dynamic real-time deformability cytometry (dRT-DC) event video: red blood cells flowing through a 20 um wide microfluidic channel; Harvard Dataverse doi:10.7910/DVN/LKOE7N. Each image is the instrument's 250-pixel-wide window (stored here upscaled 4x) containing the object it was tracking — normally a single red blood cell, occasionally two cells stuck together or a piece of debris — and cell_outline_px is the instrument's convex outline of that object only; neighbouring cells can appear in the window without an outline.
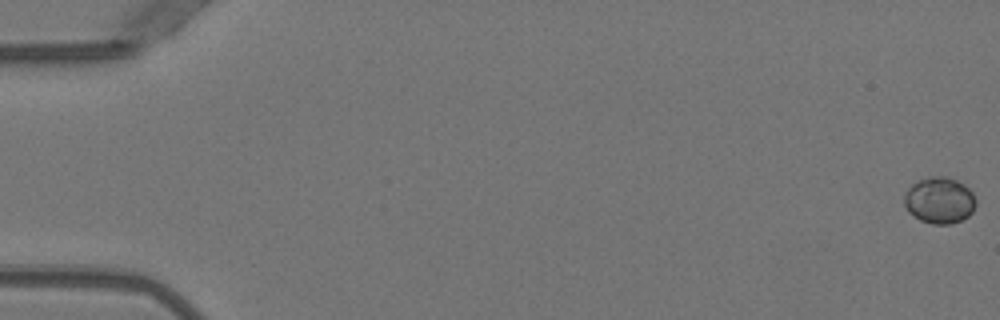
{"species": "Egyptian fruit bat (a non-hibernating species)", "species_latin": "Rousettus aegyptiacus", "temperature_condition": "warm", "stored_images_in_passage": 52, "camera_frame_rate_fps": 3000, "um_per_image_px": 0.085, "animal": {"sex": "female"}, "frame": {"image": 1, "passage_image": 1, "time_ms": 0.0, "image_size_px": [1000, 320], "cell_outline_px": [[976, 204], [972, 212], [968, 216], [952, 224], [932, 224], [920, 220], [908, 212], [904, 204], [904, 196], [908, 188], [912, 184], [928, 176], [948, 176], [964, 184], [972, 192], [976, 200]], "centroid_in_image_um": [79.85, 17.02], "position_along_channel_um": 5.1, "area_um2": 19.48}}
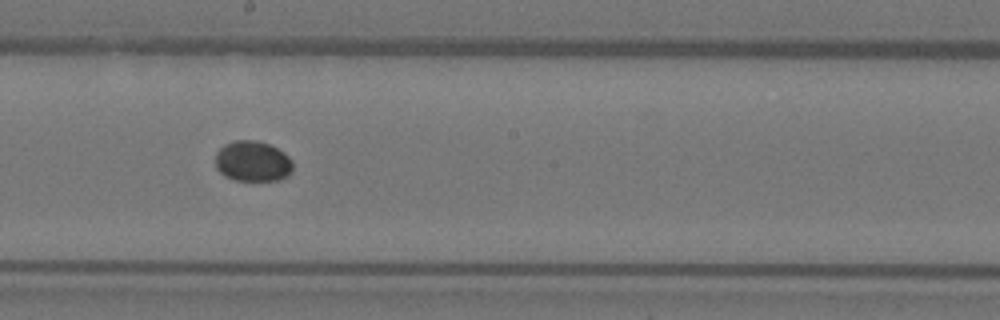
{"frame": {"image": 2, "passage_image": 30, "time_ms": 9.667, "image_size_px": [1000, 320], "cell_outline_px": [[292, 172], [288, 176], [280, 180], [236, 180], [224, 176], [216, 168], [216, 152], [224, 144], [236, 140], [256, 140], [268, 144], [284, 152], [292, 160]], "centroid_in_image_um": [21.48, 13.71], "position_along_channel_um": 226.7, "area_um2": 18.38}}
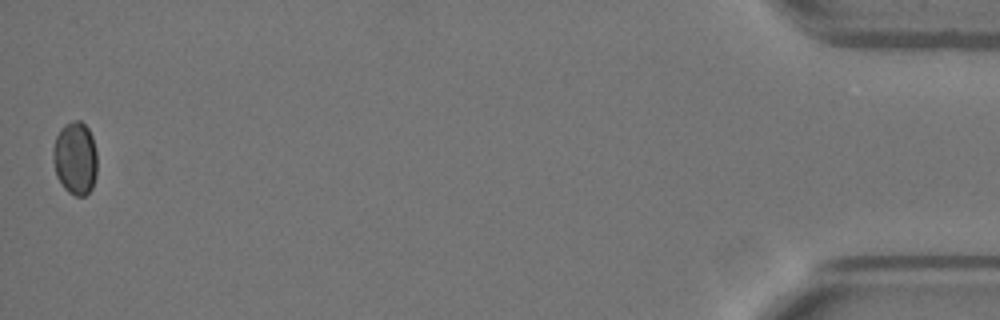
{"frame": {"image": 3, "passage_image": 52, "time_ms": 17.0, "image_size_px": [1000, 320], "cell_outline_px": [[96, 176], [92, 188], [84, 196], [76, 196], [68, 192], [64, 188], [56, 176], [52, 156], [52, 148], [56, 136], [60, 128], [64, 124], [72, 120], [80, 120], [88, 128], [92, 136], [96, 152]], "centroid_in_image_um": [6.37, 13.43], "position_along_channel_um": 428.8, "area_um2": 19.02}}